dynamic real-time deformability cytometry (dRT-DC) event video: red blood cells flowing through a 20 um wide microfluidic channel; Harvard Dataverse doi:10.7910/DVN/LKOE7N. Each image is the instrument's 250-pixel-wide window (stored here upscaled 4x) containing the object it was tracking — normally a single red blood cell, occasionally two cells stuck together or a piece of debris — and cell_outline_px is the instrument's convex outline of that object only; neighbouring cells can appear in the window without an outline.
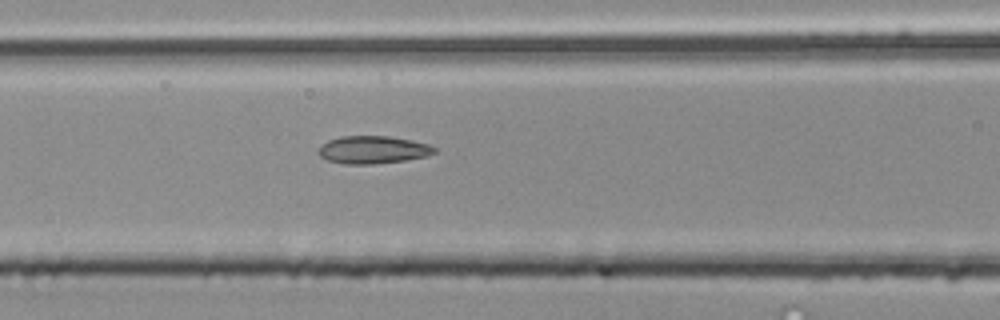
{"species": "common noctule bat (a hibernating species)", "species_latin": "Nyctalus noctula", "temperature_condition": "room temperature", "stored_images_in_passage": 5, "camera_frame_rate_fps": 3000, "um_per_image_px": 0.085, "animal": {"sex": "male", "body_mass_g": 20.4}, "frame": {"image": 1, "passage_image": 5, "time_ms": 1.333, "image_size_px": [1000, 320], "cell_outline_px": [[436, 152], [428, 156], [404, 160], [372, 164], [344, 164], [328, 160], [320, 156], [316, 152], [328, 140], [340, 136], [388, 136], [412, 140], [428, 144], [436, 148]], "centroid_in_image_um": [31.7, 12.73], "position_along_channel_um": 134.9, "area_um2": 18.67}}